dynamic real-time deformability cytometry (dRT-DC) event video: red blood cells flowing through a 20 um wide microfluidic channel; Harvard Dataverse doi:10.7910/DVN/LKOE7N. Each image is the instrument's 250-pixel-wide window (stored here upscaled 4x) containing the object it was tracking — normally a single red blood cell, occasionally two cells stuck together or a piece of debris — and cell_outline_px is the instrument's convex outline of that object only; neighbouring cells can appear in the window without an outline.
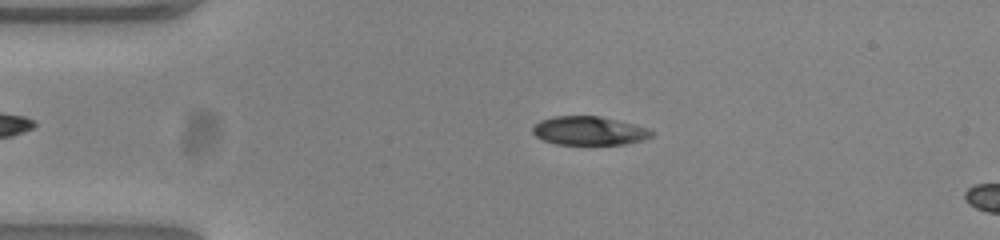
{"species": "common noctule bat (a hibernating species)", "species_latin": "Nyctalus noctula", "temperature_condition": "warm", "stored_images_in_passage": 10, "camera_frame_rate_fps": 3000, "um_per_image_px": 0.085, "animal": {"sex": "female", "body_mass_g": 23.0, "forearm_length_mm": 53.4}, "frame": {"image": 1, "passage_image": 6, "time_ms": 1.667, "image_size_px": [1000, 240], "cell_outline_px": [[656, 132], [652, 136], [644, 140], [624, 144], [556, 144], [540, 140], [532, 132], [532, 128], [540, 120], [552, 116], [600, 116], [648, 128]], "centroid_in_image_um": [50.06, 11.12], "position_along_channel_um": 34.9, "area_um2": 19.94}}